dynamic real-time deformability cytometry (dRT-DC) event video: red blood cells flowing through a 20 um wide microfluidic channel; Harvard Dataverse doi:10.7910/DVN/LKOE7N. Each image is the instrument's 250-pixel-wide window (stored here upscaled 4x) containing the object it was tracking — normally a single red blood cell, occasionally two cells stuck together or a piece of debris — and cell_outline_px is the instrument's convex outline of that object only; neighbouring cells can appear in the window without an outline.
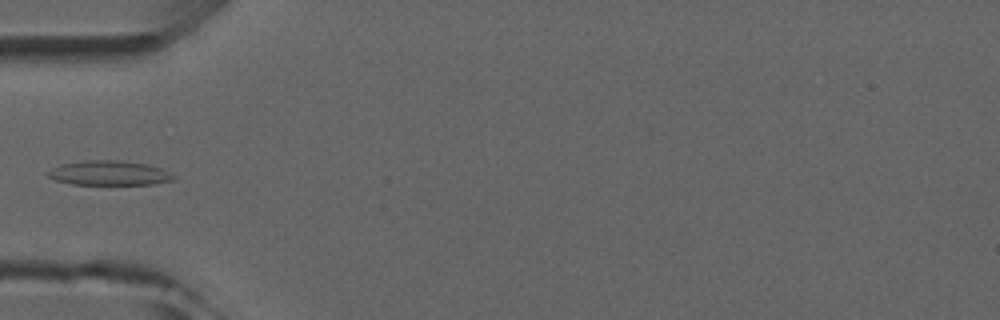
{"species": "common noctule bat (a hibernating species)", "species_latin": "Nyctalus noctula", "temperature_condition": "room temperature", "stored_images_in_passage": 4, "camera_frame_rate_fps": 3000, "um_per_image_px": 0.085, "animal": {"sex": "male", "forearm_length_mm": 52.5}, "frame": {"image": 1, "passage_image": 4, "time_ms": 4.333, "image_size_px": [1000, 320], "cell_outline_px": [[176, 180], [152, 184], [72, 184], [56, 180], [44, 176], [44, 172], [60, 164], [84, 160], [120, 160], [148, 164], [160, 168], [176, 176]], "centroid_in_image_um": [9.24, 14.7], "position_along_channel_um": 75.8, "area_um2": 18.21}}